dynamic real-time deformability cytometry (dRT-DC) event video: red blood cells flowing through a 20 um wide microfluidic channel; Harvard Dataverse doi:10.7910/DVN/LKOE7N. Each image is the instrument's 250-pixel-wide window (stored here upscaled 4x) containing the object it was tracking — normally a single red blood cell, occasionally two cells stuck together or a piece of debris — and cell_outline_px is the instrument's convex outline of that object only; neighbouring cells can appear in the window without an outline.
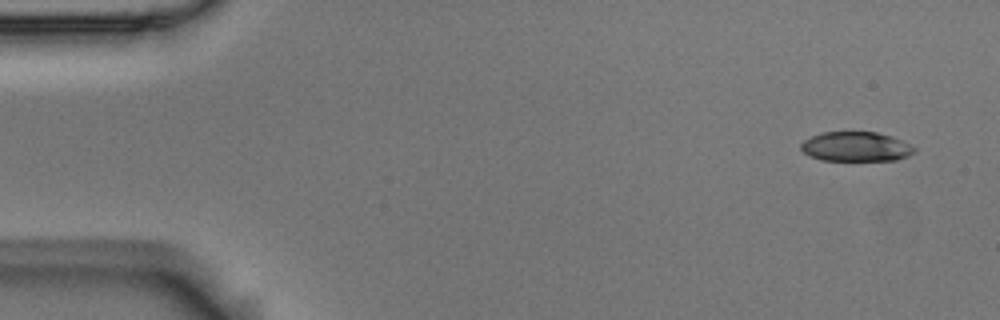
{"species": "Egyptian fruit bat (a non-hibernating species)", "species_latin": "Rousettus aegyptiacus", "temperature_condition": "room temperature", "stored_images_in_passage": 5, "camera_frame_rate_fps": 3000, "um_per_image_px": 0.085, "animal": {"sex": "male"}, "frame": {"image": 1, "passage_image": 1, "time_ms": 0.0, "image_size_px": [1000, 320], "cell_outline_px": [[916, 152], [908, 156], [896, 160], [820, 160], [808, 156], [800, 148], [800, 144], [804, 140], [812, 136], [824, 132], [876, 132], [892, 136], [916, 148]], "centroid_in_image_um": [72.74, 12.47], "position_along_channel_um": 12.3, "area_um2": 19.54}}
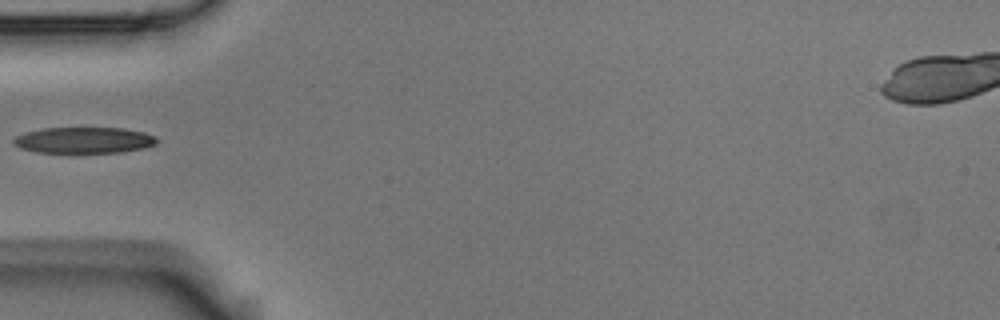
{"frame": {"image": 2, "passage_image": 4, "time_ms": 1.0, "image_size_px": [1000, 320], "cell_outline_px": [[160, 140], [156, 144], [144, 148], [124, 152], [36, 152], [20, 148], [12, 144], [12, 140], [16, 136], [28, 132], [44, 128], [120, 128], [144, 132], [156, 136]], "centroid_in_image_um": [7.17, 11.92], "position_along_channel_um": 77.8, "area_um2": 21.79}}
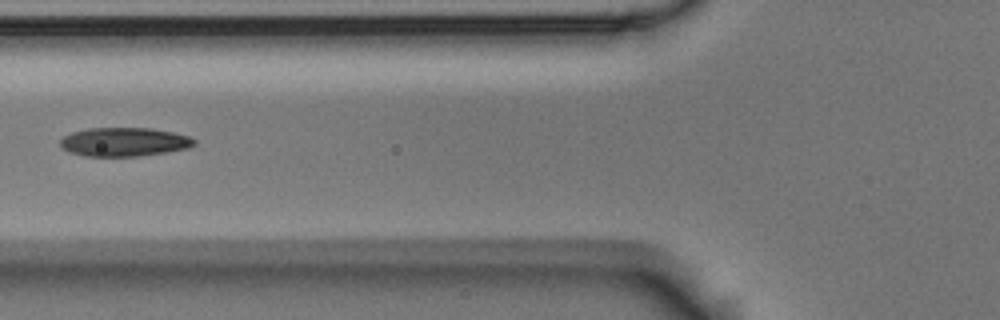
{"frame": {"image": 3, "passage_image": 5, "time_ms": 1.333, "image_size_px": [1000, 320], "cell_outline_px": [[196, 144], [188, 148], [164, 152], [136, 156], [84, 156], [68, 152], [60, 148], [60, 140], [64, 136], [72, 132], [88, 128], [152, 128], [172, 132], [188, 136], [196, 140]], "centroid_in_image_um": [10.51, 12.06], "position_along_channel_um": 115.3, "area_um2": 22.48}}